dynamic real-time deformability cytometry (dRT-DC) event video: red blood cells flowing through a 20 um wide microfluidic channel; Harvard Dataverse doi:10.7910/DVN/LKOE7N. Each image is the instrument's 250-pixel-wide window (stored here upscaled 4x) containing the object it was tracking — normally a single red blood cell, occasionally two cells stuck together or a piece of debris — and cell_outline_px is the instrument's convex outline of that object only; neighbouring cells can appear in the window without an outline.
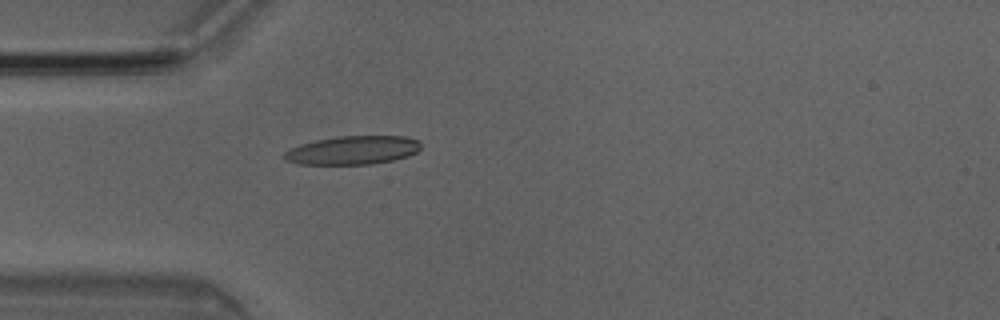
{"species": "Egyptian fruit bat (a non-hibernating species)", "species_latin": "Rousettus aegyptiacus", "temperature_condition": "room temperature", "stored_images_in_passage": 4, "camera_frame_rate_fps": 3000, "um_per_image_px": 0.085, "animal": {"sex": "male"}, "frame": {"image": 1, "passage_image": 4, "time_ms": 1.0, "image_size_px": [1000, 320], "cell_outline_px": [[420, 148], [416, 152], [408, 156], [392, 160], [372, 164], [300, 164], [284, 160], [280, 156], [288, 148], [300, 144], [316, 140], [336, 136], [404, 136], [420, 140]], "centroid_in_image_um": [29.93, 12.76], "position_along_channel_um": 55.1, "area_um2": 22.95}}